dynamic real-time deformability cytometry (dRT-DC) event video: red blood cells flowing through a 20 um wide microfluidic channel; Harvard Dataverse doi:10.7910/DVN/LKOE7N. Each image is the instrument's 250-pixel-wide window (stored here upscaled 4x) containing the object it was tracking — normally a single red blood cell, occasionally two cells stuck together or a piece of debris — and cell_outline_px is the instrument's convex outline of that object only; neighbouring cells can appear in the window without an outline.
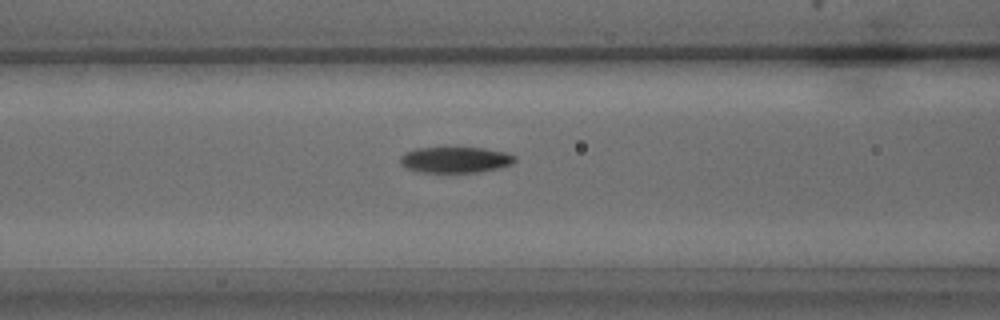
{"species": "common noctule bat (a hibernating species)", "species_latin": "Nyctalus noctula", "temperature_condition": "warm", "stored_images_in_passage": 27, "camera_frame_rate_fps": 3000, "um_per_image_px": 0.085, "animal": {"sex": "male", "body_mass_g": 15.6}, "frame": {"image": 1, "passage_image": 9, "time_ms": 2.667, "image_size_px": [1000, 320], "cell_outline_px": [[516, 160], [512, 164], [500, 168], [476, 172], [416, 172], [400, 164], [400, 156], [404, 152], [416, 148], [484, 148], [504, 152], [516, 156]], "centroid_in_image_um": [38.69, 13.58], "position_along_channel_um": 127.9, "area_um2": 17.34}}
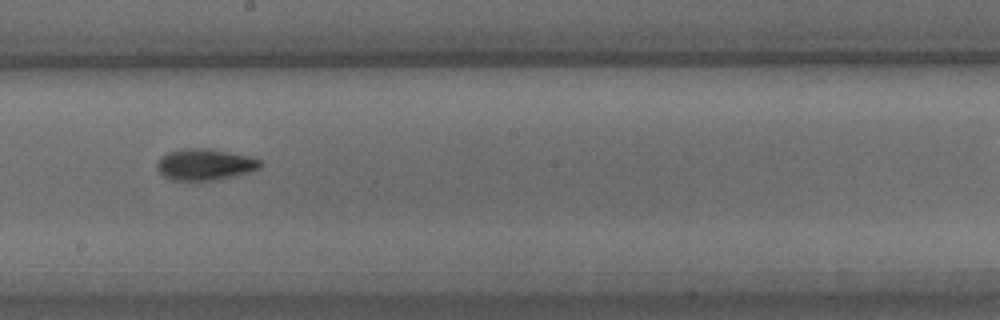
{"frame": {"image": 2, "passage_image": 15, "time_ms": 4.667, "image_size_px": [1000, 320], "cell_outline_px": [[264, 164], [260, 168], [252, 172], [216, 180], [172, 180], [164, 176], [156, 168], [156, 164], [160, 156], [168, 152], [180, 148], [212, 148], [248, 156], [264, 160]], "centroid_in_image_um": [17.45, 13.97], "position_along_channel_um": 230.7, "area_um2": 19.31}}
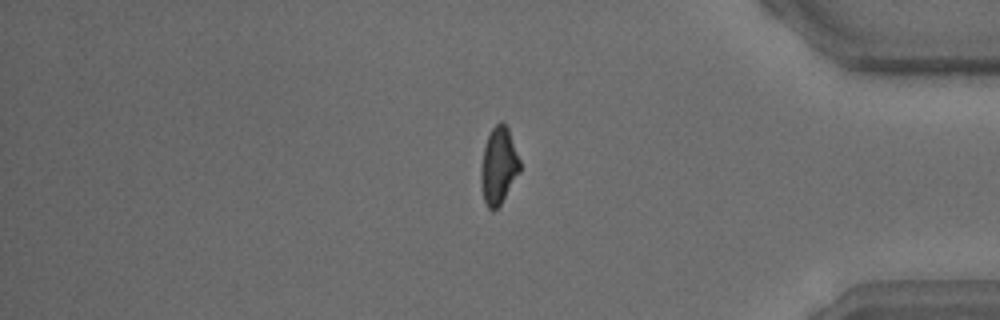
{"frame": {"image": 3, "passage_image": 26, "time_ms": 8.333, "image_size_px": [1000, 320], "cell_outline_px": [[520, 172], [500, 204], [492, 212], [488, 208], [484, 200], [480, 184], [480, 168], [484, 148], [488, 136], [492, 128], [500, 120], [504, 120], [508, 128], [520, 160]], "centroid_in_image_um": [42.37, 14.07], "position_along_channel_um": 392.8, "area_um2": 17.51}}